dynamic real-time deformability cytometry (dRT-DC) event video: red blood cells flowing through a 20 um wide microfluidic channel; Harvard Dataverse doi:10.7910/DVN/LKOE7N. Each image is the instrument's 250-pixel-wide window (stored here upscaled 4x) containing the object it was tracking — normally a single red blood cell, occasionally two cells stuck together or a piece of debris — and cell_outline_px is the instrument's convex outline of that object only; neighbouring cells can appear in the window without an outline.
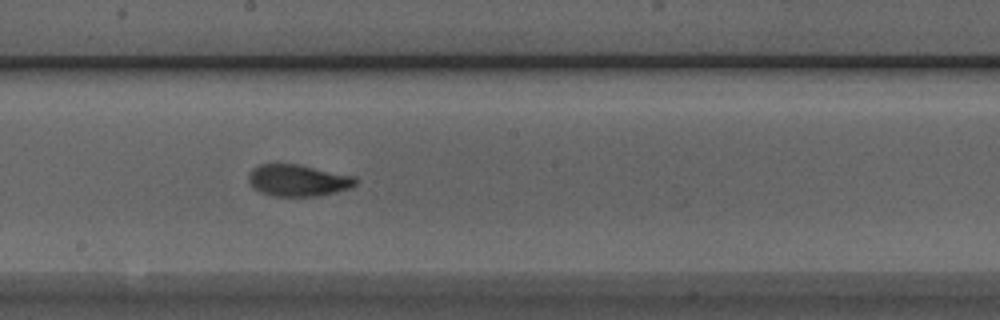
{"species": "Egyptian fruit bat (a non-hibernating species)", "species_latin": "Rousettus aegyptiacus", "temperature_condition": "room temperature", "stored_images_in_passage": 21, "camera_frame_rate_fps": 3000, "um_per_image_px": 0.085, "animal": {"sex": "male"}, "frame": {"image": 1, "passage_image": 12, "time_ms": 3.667, "image_size_px": [1000, 320], "cell_outline_px": [[356, 184], [348, 188], [336, 192], [320, 196], [272, 196], [260, 192], [252, 188], [248, 180], [248, 172], [252, 168], [260, 164], [300, 164], [356, 176]], "centroid_in_image_um": [25.3, 15.33], "position_along_channel_um": 222.9, "area_um2": 20.06}}